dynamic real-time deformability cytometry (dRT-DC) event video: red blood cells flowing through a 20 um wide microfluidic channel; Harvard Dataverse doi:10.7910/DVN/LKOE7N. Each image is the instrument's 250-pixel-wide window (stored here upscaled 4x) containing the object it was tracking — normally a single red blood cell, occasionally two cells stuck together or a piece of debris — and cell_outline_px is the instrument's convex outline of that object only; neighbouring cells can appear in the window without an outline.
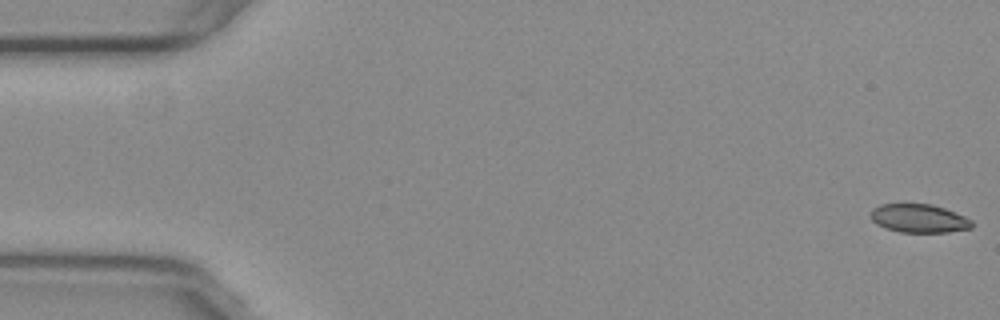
{"species": "common noctule bat (a hibernating species)", "species_latin": "Nyctalus noctula", "temperature_condition": "warm", "stored_images_in_passage": 45, "camera_frame_rate_fps": 3000, "um_per_image_px": 0.085, "animal": {"sex": "female", "body_mass_g": 29.2, "forearm_length_mm": 56.3}, "frame": {"image": 1, "passage_image": 1, "time_ms": 0.0, "image_size_px": [1000, 320], "cell_outline_px": [[972, 228], [948, 232], [900, 232], [884, 228], [876, 224], [872, 220], [872, 208], [880, 204], [904, 200], [932, 204], [944, 208], [964, 216], [972, 220]], "centroid_in_image_um": [78.06, 18.51], "position_along_channel_um": 6.9, "area_um2": 17.51}}
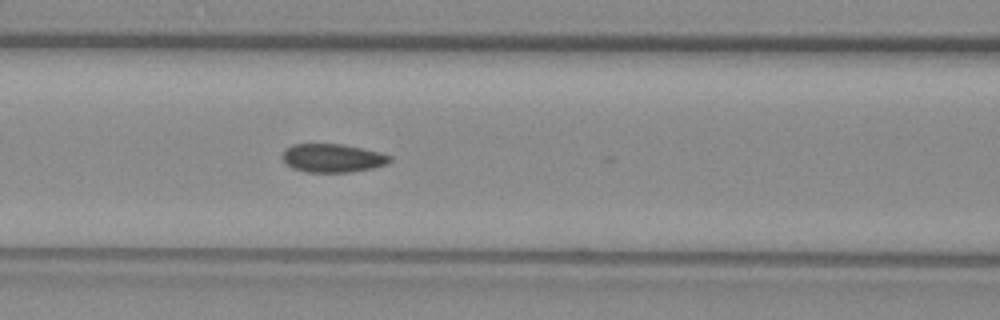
{"frame": {"image": 2, "passage_image": 23, "time_ms": 7.333, "image_size_px": [1000, 320], "cell_outline_px": [[392, 160], [388, 164], [372, 168], [352, 172], [308, 172], [292, 168], [280, 156], [284, 148], [292, 144], [340, 144], [380, 152], [392, 156]], "centroid_in_image_um": [28.26, 13.43], "position_along_channel_um": 138.3, "area_um2": 17.92}}
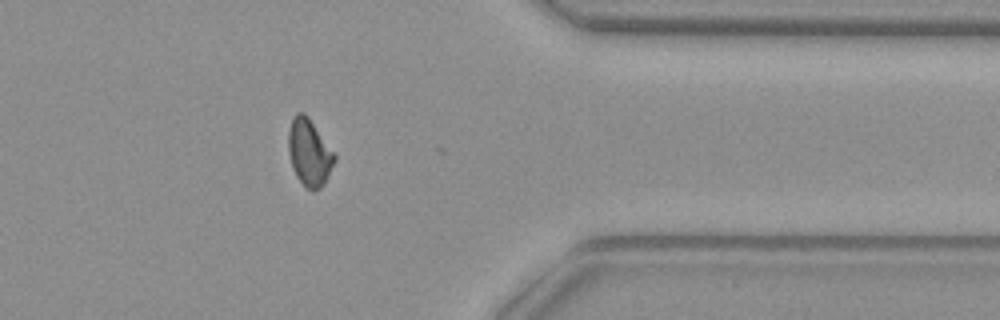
{"frame": {"image": 3, "passage_image": 44, "time_ms": 14.333, "image_size_px": [1000, 320], "cell_outline_px": [[336, 160], [324, 184], [320, 188], [312, 192], [296, 176], [292, 168], [288, 152], [288, 132], [292, 116], [296, 112], [304, 112], [308, 116], [336, 156]], "centroid_in_image_um": [26.27, 12.95], "position_along_channel_um": 385.1, "area_um2": 17.98}, "authors_computed_cell_mechanics": {"area_um2": 18.207, "velocity_mm_per_s": 3.7777, "shape_relaxation_time_tau1_ms": null, "shape_relaxation_time_tau2_ms": 1.7615, "deformation_change_tau1": null, "deformation_change_tau2": 0.0619}}